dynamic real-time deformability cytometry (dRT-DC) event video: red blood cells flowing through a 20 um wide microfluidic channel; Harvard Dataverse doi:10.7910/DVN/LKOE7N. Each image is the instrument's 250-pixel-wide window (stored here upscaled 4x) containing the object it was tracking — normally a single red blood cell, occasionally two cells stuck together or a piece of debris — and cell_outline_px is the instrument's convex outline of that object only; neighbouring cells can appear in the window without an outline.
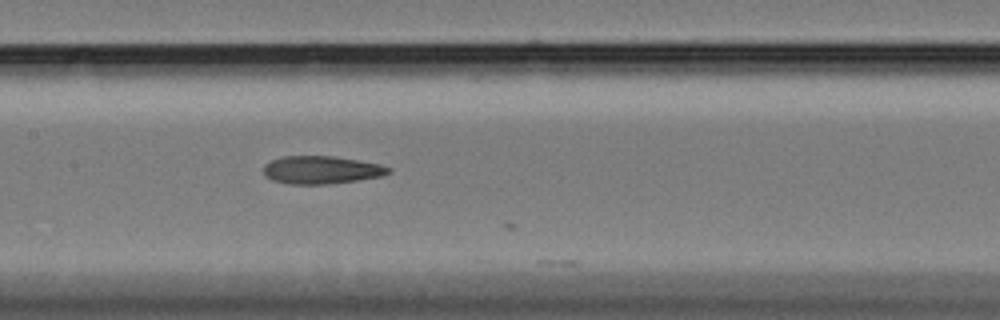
{"species": "Egyptian fruit bat (a non-hibernating species)", "species_latin": "Rousettus aegyptiacus", "temperature_condition": "cold", "stored_images_in_passage": 17, "camera_frame_rate_fps": 3000, "um_per_image_px": 0.085, "animal": {"sex": "female"}, "frame": {"image": 1, "passage_image": 13, "time_ms": 4.0, "image_size_px": [1000, 320], "cell_outline_px": [[392, 172], [380, 176], [356, 180], [328, 184], [288, 184], [272, 180], [264, 172], [264, 164], [272, 160], [284, 156], [332, 156], [380, 164], [392, 168]], "centroid_in_image_um": [27.32, 14.44], "position_along_channel_um": 180.1, "area_um2": 20.11}}
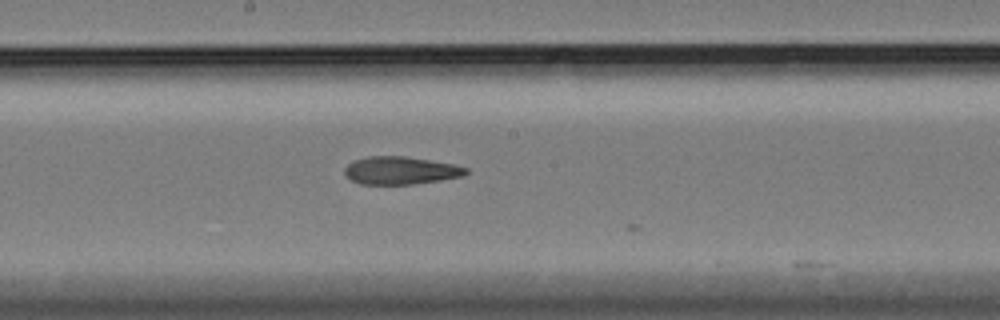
{"frame": {"image": 2, "passage_image": 16, "time_ms": 5.0, "image_size_px": [1000, 320], "cell_outline_px": [[468, 172], [464, 176], [440, 180], [412, 184], [360, 184], [344, 176], [344, 168], [352, 160], [368, 156], [404, 156], [452, 164], [468, 168]], "centroid_in_image_um": [34.01, 14.49], "position_along_channel_um": 214.2, "area_um2": 19.65}}